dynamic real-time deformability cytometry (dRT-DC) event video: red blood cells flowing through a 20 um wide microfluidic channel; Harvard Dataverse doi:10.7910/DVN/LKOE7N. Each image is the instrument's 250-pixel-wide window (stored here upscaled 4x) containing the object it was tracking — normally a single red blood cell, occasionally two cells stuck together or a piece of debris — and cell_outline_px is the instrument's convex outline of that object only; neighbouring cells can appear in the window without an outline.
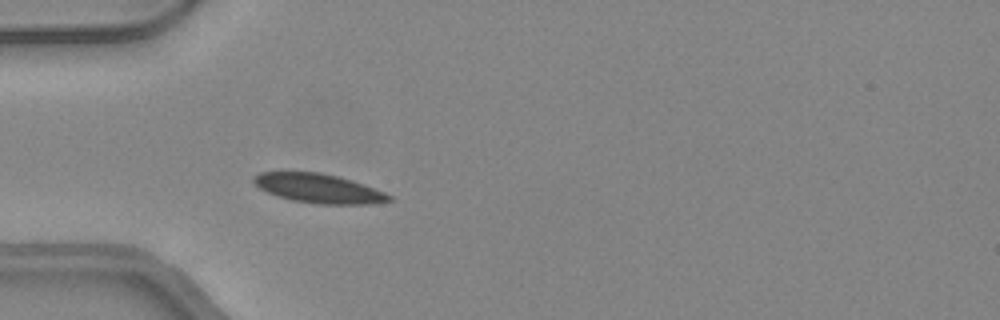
{"species": "common noctule bat (a hibernating species)", "species_latin": "Nyctalus noctula", "temperature_condition": "warm", "stored_images_in_passage": 36, "camera_frame_rate_fps": 3000, "um_per_image_px": 0.085, "animal": {"sex": "female", "body_mass_g": 24.6, "forearm_length_mm": 56.2}, "frame": {"image": 1, "passage_image": 2, "time_ms": 0.333, "image_size_px": [1000, 320], "cell_outline_px": [[392, 200], [368, 204], [316, 204], [292, 200], [276, 196], [260, 188], [252, 180], [252, 176], [260, 172], [320, 172], [352, 180], [364, 184], [384, 192], [392, 196]], "centroid_in_image_um": [27.07, 16.01], "position_along_channel_um": 57.9, "area_um2": 22.95}}
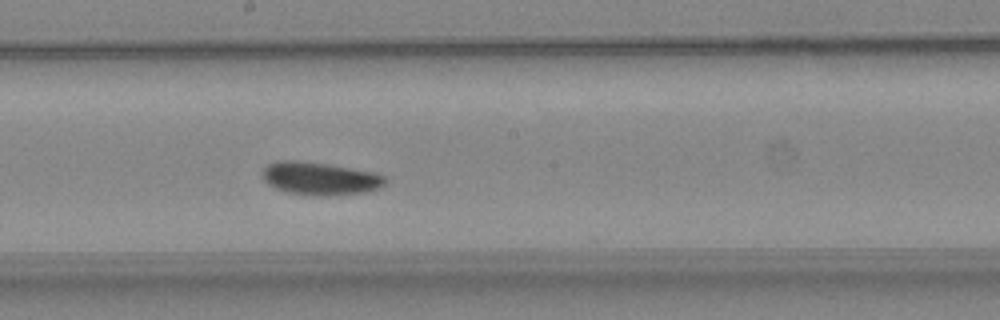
{"frame": {"image": 2, "passage_image": 14, "time_ms": 4.333, "image_size_px": [1000, 320], "cell_outline_px": [[388, 184], [380, 188], [368, 192], [328, 196], [308, 196], [288, 192], [276, 188], [268, 184], [264, 180], [260, 172], [268, 164], [280, 160], [296, 160], [324, 164], [376, 172], [384, 176], [388, 180]], "centroid_in_image_um": [27.23, 15.19], "position_along_channel_um": 221.0, "area_um2": 23.87}}
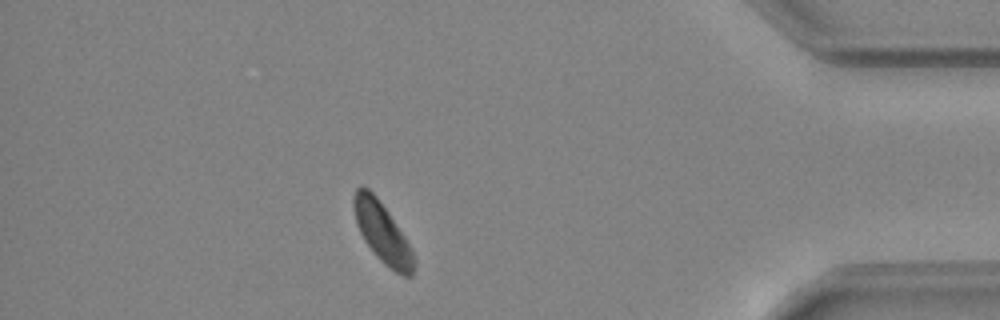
{"frame": {"image": 3, "passage_image": 30, "time_ms": 9.667, "image_size_px": [1000, 320], "cell_outline_px": [[416, 268], [412, 276], [404, 276], [388, 268], [376, 256], [364, 240], [356, 224], [352, 204], [352, 196], [356, 188], [360, 184], [364, 184], [376, 196], [388, 212], [404, 236], [416, 260]], "centroid_in_image_um": [32.47, 19.76], "position_along_channel_um": 402.7, "area_um2": 21.27}, "authors_computed_cell_mechanics": {"area_um2": 22.5131, "velocity_mm_per_s": 4.2061, "shape_relaxation_time_tau1_ms": 5.168, "shape_relaxation_time_tau2_ms": null, "deformation_change_tau1": 0.1061, "deformation_change_tau2": null}}